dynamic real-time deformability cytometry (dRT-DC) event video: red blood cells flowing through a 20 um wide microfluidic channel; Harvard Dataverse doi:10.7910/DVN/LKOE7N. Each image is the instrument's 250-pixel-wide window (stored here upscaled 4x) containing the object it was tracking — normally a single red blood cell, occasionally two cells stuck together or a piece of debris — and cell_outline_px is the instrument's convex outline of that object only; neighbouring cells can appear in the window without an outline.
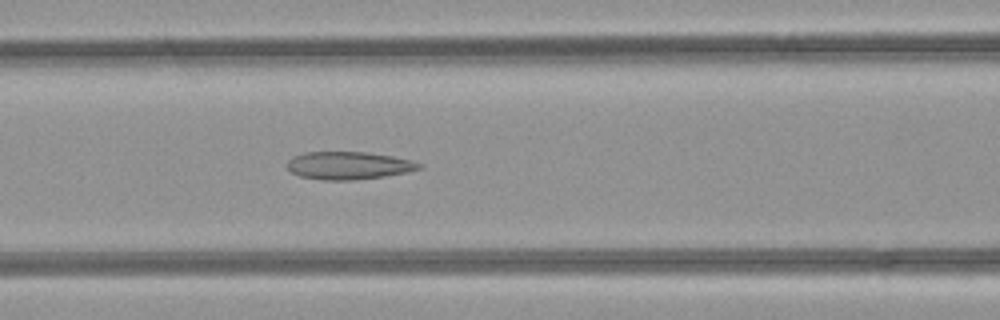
{"species": "common noctule bat (a hibernating species)", "species_latin": "Nyctalus noctula", "temperature_condition": "room temperature", "stored_images_in_passage": 28, "camera_frame_rate_fps": 3000, "um_per_image_px": 0.085, "animal": {"sex": "female", "body_mass_g": 21.9}, "frame": {"image": 1, "passage_image": 9, "time_ms": 2.667, "image_size_px": [1000, 320], "cell_outline_px": [[424, 164], [420, 168], [408, 172], [384, 176], [356, 180], [324, 180], [300, 176], [292, 172], [284, 164], [292, 156], [304, 152], [364, 152], [392, 156]], "centroid_in_image_um": [29.59, 14.07], "position_along_channel_um": 137.0, "area_um2": 21.33}}
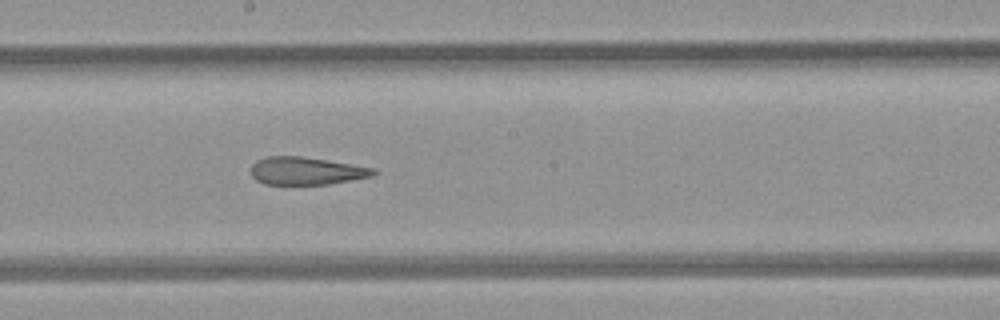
{"frame": {"image": 2, "passage_image": 15, "time_ms": 4.667, "image_size_px": [1000, 320], "cell_outline_px": [[380, 172], [372, 176], [328, 184], [264, 184], [256, 180], [252, 176], [252, 164], [256, 160], [268, 156], [300, 156], [376, 168]], "centroid_in_image_um": [26.05, 14.52], "position_along_channel_um": 222.2, "area_um2": 19.71}}
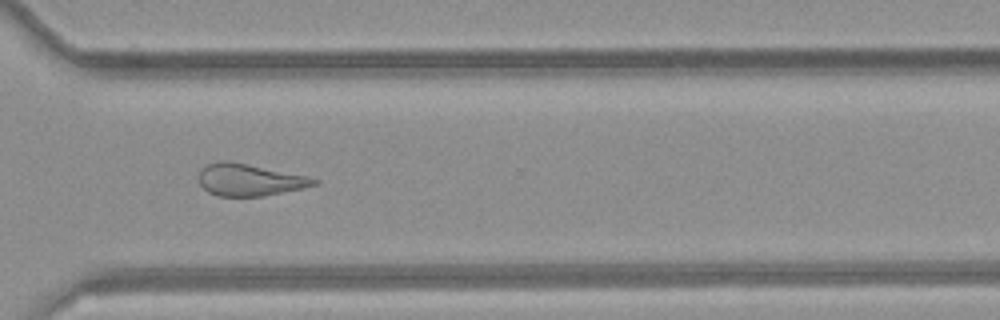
{"frame": {"image": 3, "passage_image": 24, "time_ms": 7.667, "image_size_px": [1000, 320], "cell_outline_px": [[320, 184], [304, 188], [264, 196], [216, 196], [208, 192], [200, 184], [200, 172], [208, 164], [220, 160], [224, 160], [248, 164], [308, 176], [320, 180]], "centroid_in_image_um": [21.26, 15.3], "position_along_channel_um": 349.3, "area_um2": 21.44}}